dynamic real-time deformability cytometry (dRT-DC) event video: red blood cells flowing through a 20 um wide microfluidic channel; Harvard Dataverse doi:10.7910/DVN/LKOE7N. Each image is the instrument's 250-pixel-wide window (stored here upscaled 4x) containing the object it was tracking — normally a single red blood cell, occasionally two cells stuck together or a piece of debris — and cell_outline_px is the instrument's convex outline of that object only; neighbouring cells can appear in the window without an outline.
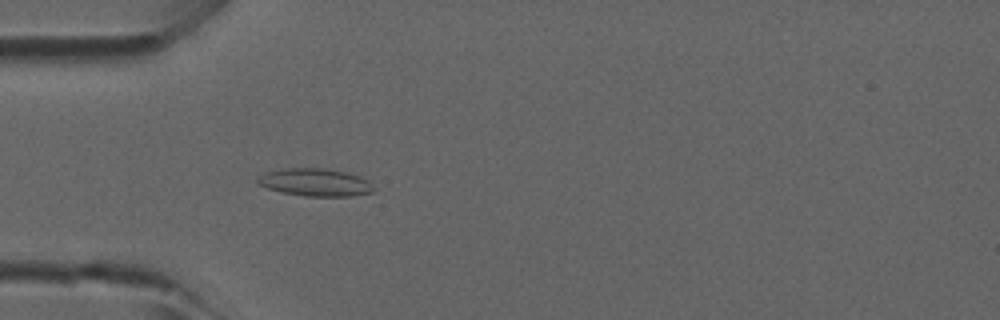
{"species": "common noctule bat (a hibernating species)", "species_latin": "Nyctalus noctula", "temperature_condition": "room temperature", "stored_images_in_passage": 4, "camera_frame_rate_fps": 3000, "um_per_image_px": 0.085, "animal": {"sex": "male", "forearm_length_mm": 52.5}, "frame": {"image": 1, "passage_image": 4, "time_ms": 1.0, "image_size_px": [1000, 320], "cell_outline_px": [[376, 188], [372, 192], [352, 196], [304, 196], [284, 192], [268, 188], [256, 184], [256, 176], [264, 172], [280, 168], [324, 168], [344, 172], [368, 180]], "centroid_in_image_um": [26.73, 15.49], "position_along_channel_um": 58.3, "area_um2": 18.79}}